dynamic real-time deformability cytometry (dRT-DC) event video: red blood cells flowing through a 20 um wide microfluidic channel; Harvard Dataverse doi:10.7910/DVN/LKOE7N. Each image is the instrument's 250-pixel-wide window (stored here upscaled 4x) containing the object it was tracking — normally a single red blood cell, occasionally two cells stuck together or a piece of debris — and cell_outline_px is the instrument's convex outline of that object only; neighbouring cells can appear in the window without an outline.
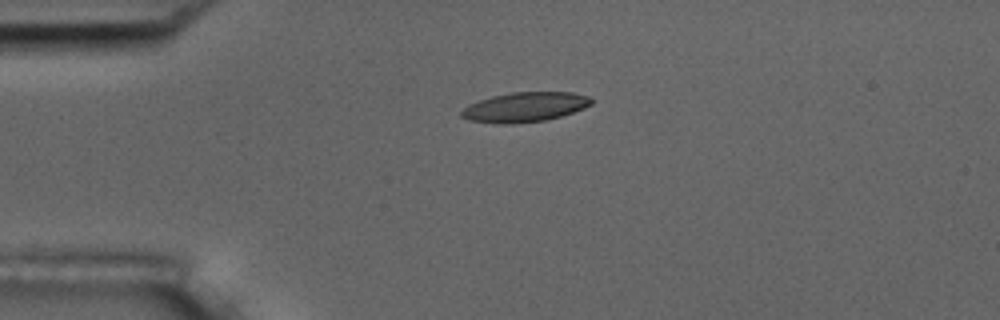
{"species": "common noctule bat (a hibernating species)", "species_latin": "Nyctalus noctula", "temperature_condition": "room temperature", "stored_images_in_passage": 1, "camera_frame_rate_fps": 3000, "um_per_image_px": 0.085, "animal": {"sex": "male", "body_mass_g": 17.5, "forearm_length_mm": 52.3}, "frame": {"image": 1, "passage_image": 1, "time_ms": 0.0, "image_size_px": [1000, 320], "cell_outline_px": [[592, 104], [584, 108], [560, 116], [544, 120], [512, 124], [496, 124], [468, 120], [460, 116], [460, 112], [468, 104], [492, 96], [512, 92], [572, 92], [588, 96], [592, 100]], "centroid_in_image_um": [44.57, 9.1], "position_along_channel_um": 40.4, "area_um2": 22.48}}